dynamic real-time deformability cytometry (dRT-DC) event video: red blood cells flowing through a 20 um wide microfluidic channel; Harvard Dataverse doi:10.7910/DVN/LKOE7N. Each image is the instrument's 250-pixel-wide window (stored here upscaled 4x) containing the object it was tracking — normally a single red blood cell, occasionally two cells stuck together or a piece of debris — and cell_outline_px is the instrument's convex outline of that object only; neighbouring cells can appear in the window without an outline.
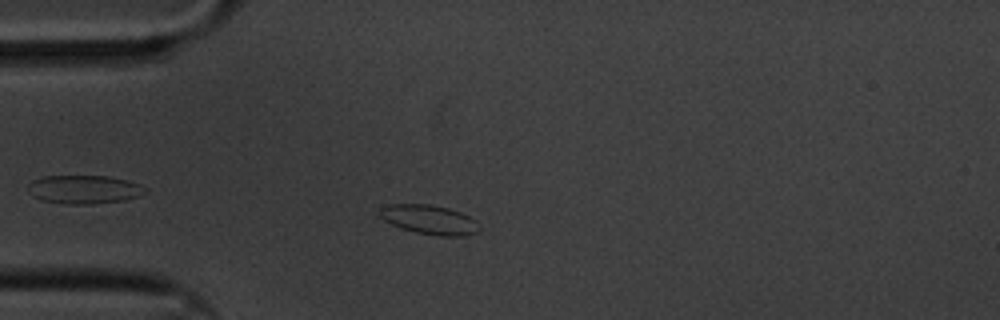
{"species": "common noctule bat (a hibernating species)", "species_latin": "Nyctalus noctula", "temperature_condition": "cold", "stored_images_in_passage": 35, "camera_frame_rate_fps": 3000, "um_per_image_px": 0.085, "animal": {"sex": "male", "body_mass_g": 20.1, "forearm_length_mm": 53.5}, "frame": {"image": 1, "passage_image": 2, "time_ms": 0.333, "image_size_px": [1000, 320], "cell_outline_px": [[480, 228], [476, 232], [464, 236], [440, 236], [416, 232], [400, 228], [384, 220], [376, 212], [380, 208], [388, 204], [428, 204], [448, 208], [460, 212], [476, 220]], "centroid_in_image_um": [36.46, 18.66], "position_along_channel_um": 48.5, "area_um2": 17.05}}
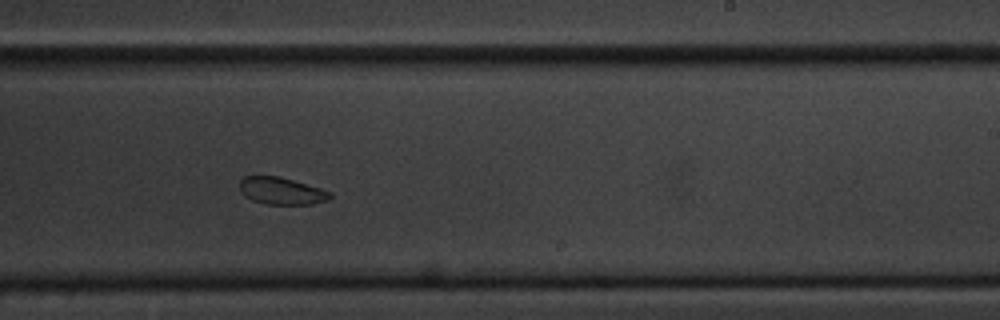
{"frame": {"image": 2, "passage_image": 23, "time_ms": 7.333, "image_size_px": [1000, 320], "cell_outline_px": [[332, 196], [328, 200], [312, 204], [264, 204], [252, 200], [244, 196], [240, 188], [240, 180], [244, 176], [280, 176], [320, 188], [332, 192]], "centroid_in_image_um": [23.93, 16.23], "position_along_channel_um": 265.1, "area_um2": 14.33}}
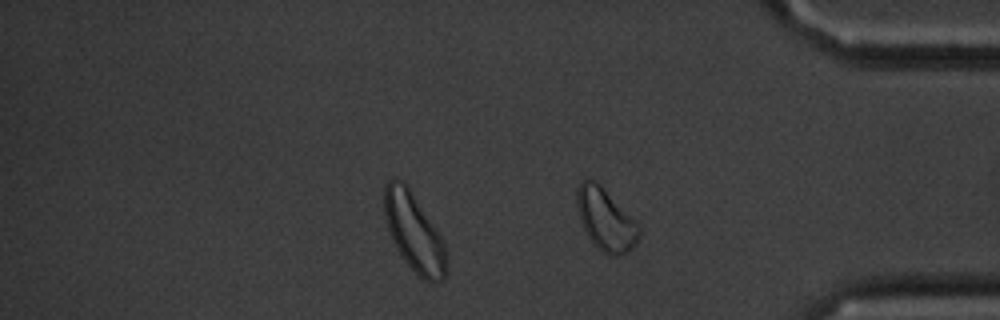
{"frame": {"image": 3, "passage_image": 35, "time_ms": 11.333, "image_size_px": [1000, 320], "cell_outline_px": [[640, 236], [636, 244], [628, 252], [620, 256], [612, 256], [596, 248], [588, 236], [580, 220], [576, 204], [576, 188], [584, 176], [588, 176], [596, 180], [640, 224]], "centroid_in_image_um": [51.48, 18.62], "position_along_channel_um": 383.7, "area_um2": 23.06}, "authors_computed_cell_mechanics": {"area_um2": 15.2014, "velocity_mm_per_s": 3.2735, "shape_relaxation_time_tau1_ms": 1.6771, "shape_relaxation_time_tau2_ms": null, "deformation_change_tau1": 0.0498, "deformation_change_tau2": null}}